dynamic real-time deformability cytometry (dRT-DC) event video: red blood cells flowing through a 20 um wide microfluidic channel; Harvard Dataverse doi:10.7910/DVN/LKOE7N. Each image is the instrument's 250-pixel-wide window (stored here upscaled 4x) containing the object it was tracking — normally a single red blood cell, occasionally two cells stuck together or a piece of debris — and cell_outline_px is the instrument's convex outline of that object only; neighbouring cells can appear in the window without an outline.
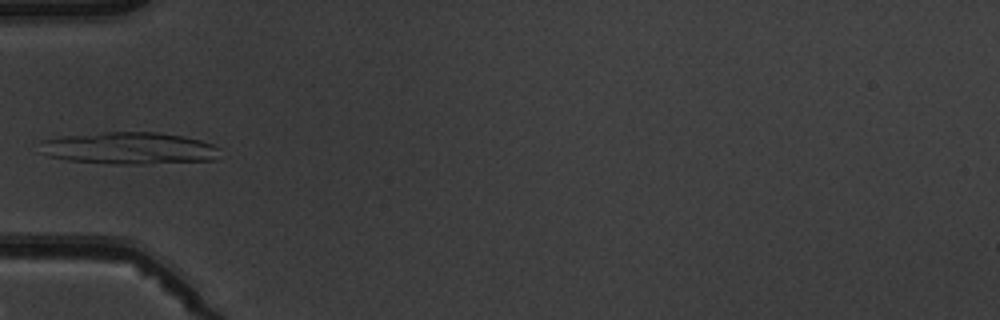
{"species": "common noctule bat (a hibernating species)", "species_latin": "Nyctalus noctula", "temperature_condition": "warm", "stored_images_in_passage": 6, "camera_frame_rate_fps": 3000, "um_per_image_px": 0.085, "animal": {"sex": "male", "body_mass_g": 19.5, "forearm_length_mm": 54.6}, "frame": {"image": 1, "passage_image": 5, "time_ms": 5.0, "image_size_px": [1000, 320], "cell_outline_px": [[220, 148], [216, 160], [148, 164], [112, 164], [68, 160], [48, 156], [44, 152], [40, 140], [64, 136], [104, 132], [156, 132], [184, 136], [200, 140], [212, 144]], "centroid_in_image_um": [11.03, 12.6], "position_along_channel_um": 74.0, "area_um2": 33.64}}